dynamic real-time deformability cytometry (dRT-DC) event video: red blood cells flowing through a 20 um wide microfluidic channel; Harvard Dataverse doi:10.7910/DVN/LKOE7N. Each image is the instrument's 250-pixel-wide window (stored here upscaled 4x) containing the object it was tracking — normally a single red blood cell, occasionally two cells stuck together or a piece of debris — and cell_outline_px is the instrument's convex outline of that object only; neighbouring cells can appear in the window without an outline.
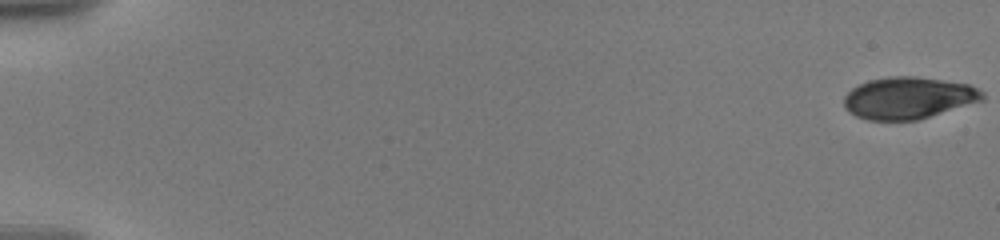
{"species": "human", "species_latin": "Homo sapiens", "temperature_condition": "warm", "stored_images_in_passage": 59, "camera_frame_rate_fps": 3000, "um_per_image_px": 0.085, "donor": {"sex": "male"}, "frame": {"image": 1, "passage_image": 1, "time_ms": 0.0, "image_size_px": [1000, 240], "cell_outline_px": [[984, 100], [916, 120], [868, 120], [856, 116], [848, 112], [844, 108], [844, 96], [852, 88], [868, 80], [888, 76], [916, 76], [968, 84], [984, 92]], "centroid_in_image_um": [77.19, 8.32], "position_along_channel_um": 7.8, "area_um2": 33.76}}
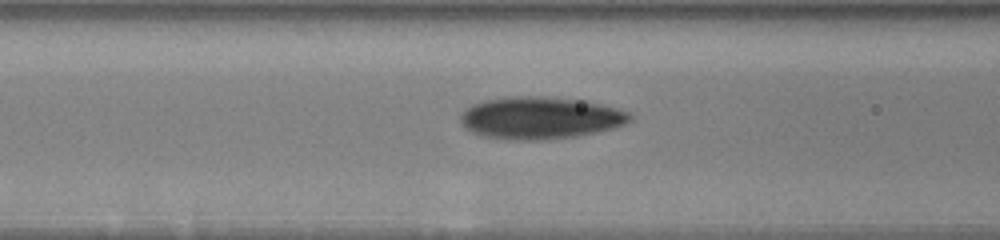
{"frame": {"image": 2, "passage_image": 33, "time_ms": 8.333, "image_size_px": [1000, 240], "cell_outline_px": [[632, 120], [624, 124], [612, 128], [596, 132], [576, 136], [536, 140], [508, 140], [484, 136], [472, 132], [464, 128], [460, 120], [460, 116], [472, 104], [484, 100], [508, 96], [544, 96], [584, 100], [632, 112]], "centroid_in_image_um": [45.92, 10.01], "position_along_channel_um": 120.7, "area_um2": 41.79}}
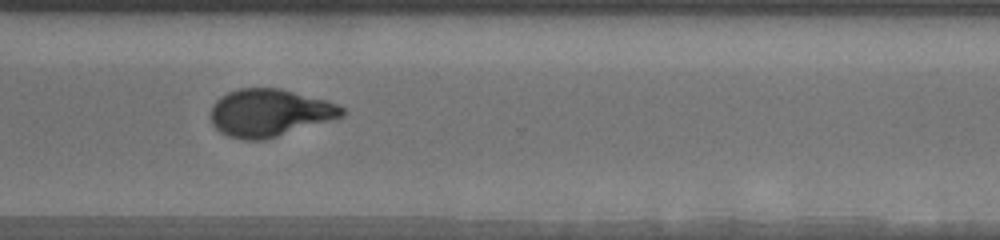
{"frame": {"image": 3, "passage_image": 58, "time_ms": 14.667, "image_size_px": [1000, 240], "cell_outline_px": [[344, 116], [264, 140], [240, 140], [228, 136], [220, 132], [212, 124], [212, 104], [220, 96], [228, 92], [240, 88], [280, 88], [328, 100], [344, 108]], "centroid_in_image_um": [22.9, 9.58], "position_along_channel_um": 347.7, "area_um2": 36.3}}